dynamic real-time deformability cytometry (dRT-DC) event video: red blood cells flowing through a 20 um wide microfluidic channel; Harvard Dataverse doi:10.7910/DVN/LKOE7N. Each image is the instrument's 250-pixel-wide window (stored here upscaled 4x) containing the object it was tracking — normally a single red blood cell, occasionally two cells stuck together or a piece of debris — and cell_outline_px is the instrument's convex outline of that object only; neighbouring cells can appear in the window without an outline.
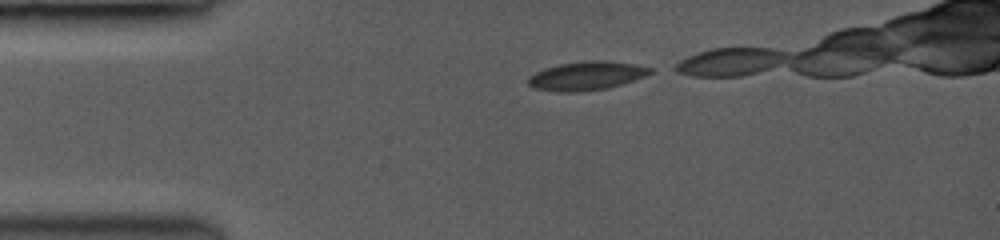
{"species": "common noctule bat (a hibernating species)", "species_latin": "Nyctalus noctula", "temperature_condition": "room temperature", "stored_images_in_passage": 6, "segment_of_instrument_passage": [1, 2], "camera_frame_rate_fps": 3500, "um_per_image_px": 0.085, "animal": {"sex": "female", "body_mass_g": 19.0, "forearm_length_mm": 53.3}, "frame": {"image": 1, "passage_image": 1, "time_ms": 0.0, "image_size_px": [1000, 240], "cell_outline_px": [[652, 72], [644, 76], [620, 84], [604, 88], [568, 92], [536, 88], [528, 84], [528, 80], [536, 72], [560, 64], [632, 64], [652, 68]], "centroid_in_image_um": [49.82, 6.5], "position_along_channel_um": 35.2, "area_um2": 18.26}}
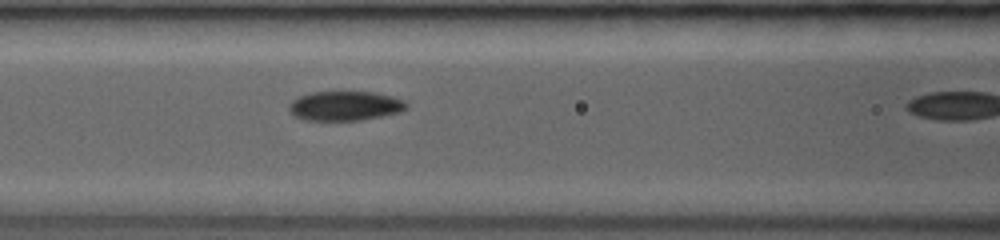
{"frame": {"image": 2, "passage_image": 5, "time_ms": 1.143, "image_size_px": [1000, 240], "cell_outline_px": [[404, 108], [396, 112], [380, 116], [360, 120], [308, 120], [296, 116], [292, 112], [292, 100], [300, 96], [312, 92], [368, 92], [388, 96], [400, 100], [404, 104]], "centroid_in_image_um": [29.26, 9.0], "position_along_channel_um": 137.3, "area_um2": 19.13}}